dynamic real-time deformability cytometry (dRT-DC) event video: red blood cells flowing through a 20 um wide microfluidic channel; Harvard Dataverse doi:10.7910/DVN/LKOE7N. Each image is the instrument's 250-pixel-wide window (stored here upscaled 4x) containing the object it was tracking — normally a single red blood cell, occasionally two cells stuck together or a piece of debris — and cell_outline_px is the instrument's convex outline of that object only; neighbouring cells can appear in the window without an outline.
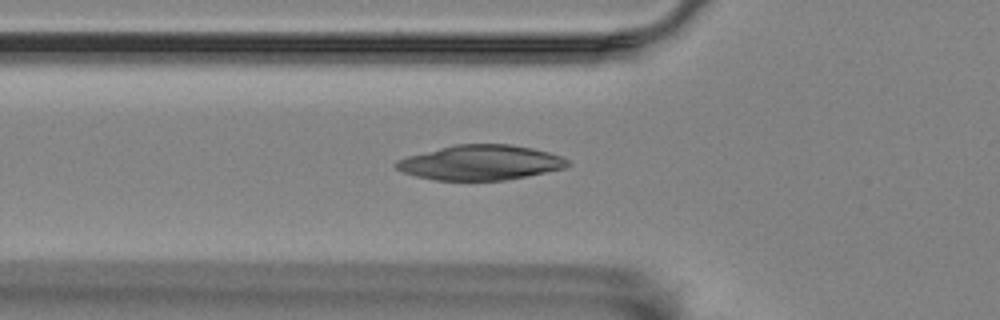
{"species": "Egyptian fruit bat (a non-hibernating species)", "species_latin": "Rousettus aegyptiacus", "temperature_condition": "room temperature", "stored_images_in_passage": 36, "camera_frame_rate_fps": 3000, "um_per_image_px": 0.085, "animal": {"sex": "female"}, "frame": {"image": 1, "passage_image": 8, "time_ms": 2.333, "image_size_px": [1000, 320], "cell_outline_px": [[572, 164], [564, 168], [504, 180], [436, 180], [416, 176], [404, 172], [396, 168], [392, 164], [396, 160], [408, 156], [456, 144], [508, 144], [532, 148], [548, 152], [560, 156], [568, 160]], "centroid_in_image_um": [40.82, 13.81], "position_along_channel_um": 85.0, "area_um2": 34.56}}
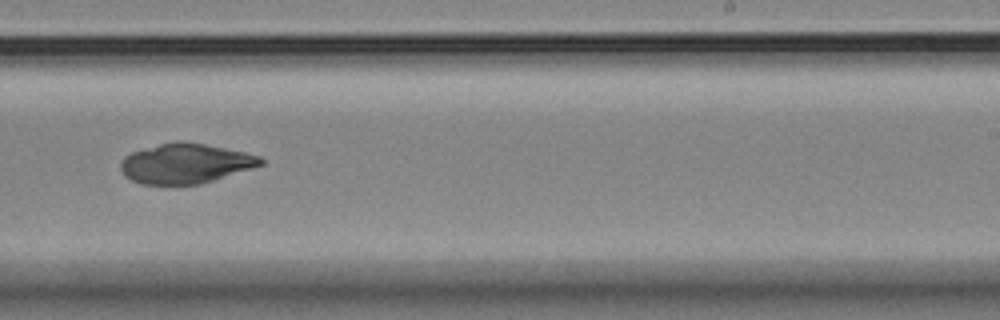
{"frame": {"image": 2, "passage_image": 24, "time_ms": 7.667, "image_size_px": [1000, 320], "cell_outline_px": [[264, 164], [252, 168], [200, 184], [140, 184], [124, 176], [120, 172], [120, 164], [124, 156], [132, 152], [160, 144], [176, 140], [184, 140], [244, 152], [260, 156], [264, 160]], "centroid_in_image_um": [15.74, 13.89], "position_along_channel_um": 273.3, "area_um2": 32.48}}
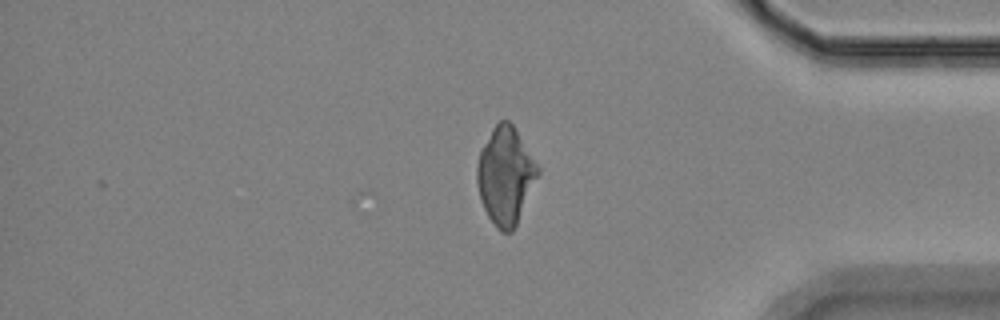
{"frame": {"image": 3, "passage_image": 36, "time_ms": 11.667, "image_size_px": [1000, 320], "cell_outline_px": [[540, 172], [516, 224], [512, 232], [500, 232], [496, 228], [488, 216], [480, 200], [476, 180], [476, 164], [480, 148], [492, 128], [500, 120], [508, 120], [512, 124], [540, 168]], "centroid_in_image_um": [42.93, 14.92], "position_along_channel_um": 392.3, "area_um2": 34.39}}